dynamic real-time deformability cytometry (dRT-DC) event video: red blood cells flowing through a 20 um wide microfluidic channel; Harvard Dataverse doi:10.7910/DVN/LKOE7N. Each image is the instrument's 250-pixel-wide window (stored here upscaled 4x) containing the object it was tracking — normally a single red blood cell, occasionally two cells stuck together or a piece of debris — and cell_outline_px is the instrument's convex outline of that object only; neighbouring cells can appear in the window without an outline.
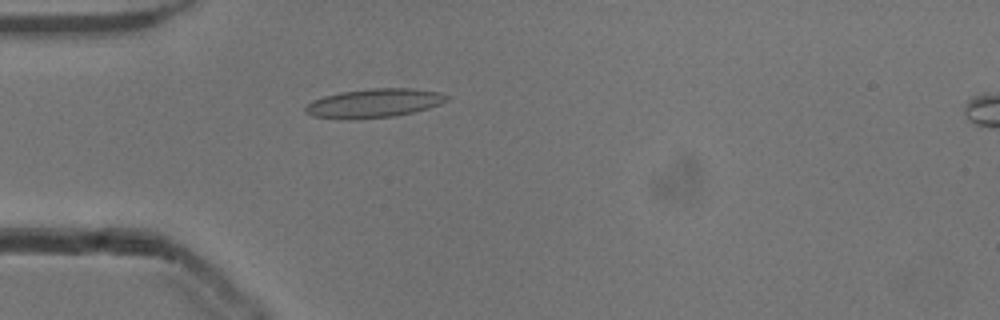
{"species": "common noctule bat (a hibernating species)", "species_latin": "Nyctalus noctula", "temperature_condition": "cold", "stored_images_in_passage": 53, "camera_frame_rate_fps": 3000, "um_per_image_px": 0.085, "animal": {"sex": "male", "body_mass_g": 13.3}, "frame": {"image": 1, "passage_image": 15, "time_ms": 4.667, "image_size_px": [1000, 320], "cell_outline_px": [[452, 96], [448, 100], [440, 104], [428, 108], [396, 116], [352, 120], [348, 120], [312, 116], [304, 112], [304, 108], [312, 100], [324, 96], [340, 92], [372, 88], [408, 88], [440, 92]], "centroid_in_image_um": [31.79, 8.78], "position_along_channel_um": 53.2, "area_um2": 24.04}}
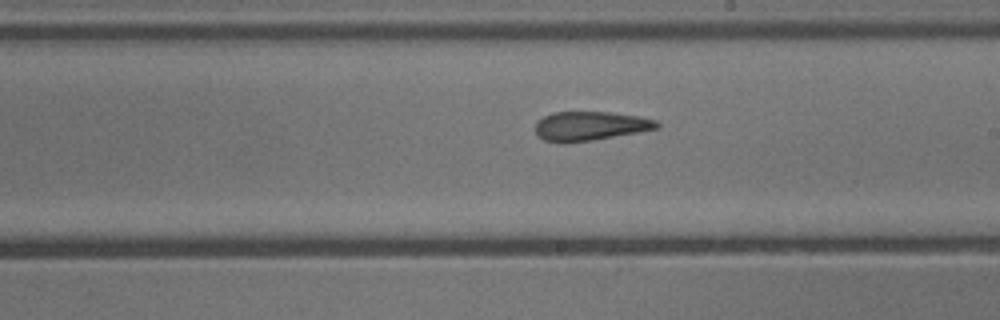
{"frame": {"image": 2, "passage_image": 30, "time_ms": 9.667, "image_size_px": [1000, 320], "cell_outline_px": [[660, 128], [592, 140], [564, 144], [560, 144], [544, 140], [536, 136], [536, 124], [544, 116], [552, 112], [608, 112], [636, 116], [656, 120], [660, 124]], "centroid_in_image_um": [50.12, 10.73], "position_along_channel_um": 238.9, "area_um2": 20.63}}
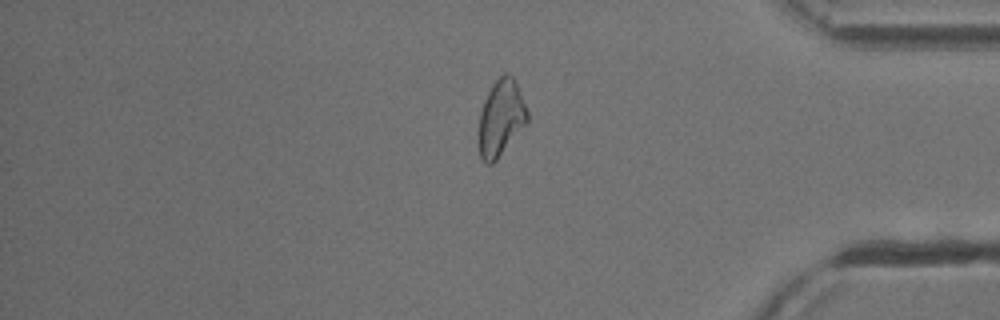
{"frame": {"image": 3, "passage_image": 44, "time_ms": 14.333, "image_size_px": [1000, 320], "cell_outline_px": [[528, 120], [496, 160], [492, 164], [484, 164], [480, 156], [480, 112], [484, 100], [492, 84], [504, 72], [508, 72], [512, 76], [520, 92], [528, 112]], "centroid_in_image_um": [42.57, 10.0], "position_along_channel_um": 392.6, "area_um2": 21.04}, "authors_computed_cell_mechanics": {"area_um2": 22.3108, "velocity_mm_per_s": 3.8631, "shape_relaxation_time_tau1_ms": 9.3096, "shape_relaxation_time_tau2_ms": 2.2779, "deformation_change_tau1": 0.2065, "deformation_change_tau2": 0.119}}